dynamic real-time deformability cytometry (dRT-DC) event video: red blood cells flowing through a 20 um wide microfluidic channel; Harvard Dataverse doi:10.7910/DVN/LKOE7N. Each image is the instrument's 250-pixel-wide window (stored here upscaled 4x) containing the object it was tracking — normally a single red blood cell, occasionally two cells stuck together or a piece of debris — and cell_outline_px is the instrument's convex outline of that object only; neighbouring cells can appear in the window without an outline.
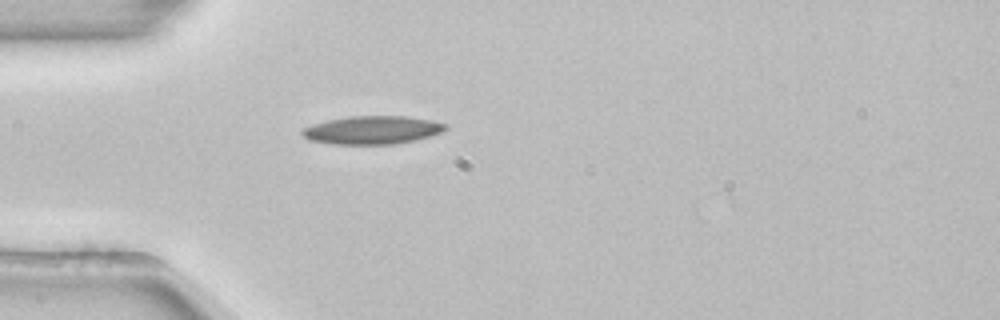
{"species": "common noctule bat (a hibernating species)", "species_latin": "Nyctalus noctula", "temperature_condition": "room temperature", "stored_images_in_passage": 41, "camera_frame_rate_fps": 3000, "um_per_image_px": 0.085, "animal": {"sex": "female", "body_mass_g": 22.7, "forearm_length_mm": 54.2}, "frame": {"image": 1, "passage_image": 3, "time_ms": 0.667, "image_size_px": [1000, 320], "cell_outline_px": [[448, 128], [440, 132], [428, 136], [412, 140], [392, 144], [336, 144], [308, 140], [300, 132], [304, 128], [312, 124], [328, 120], [348, 116], [408, 116], [432, 120], [448, 124]], "centroid_in_image_um": [31.64, 11.04], "position_along_channel_um": 53.4, "area_um2": 23.41}}
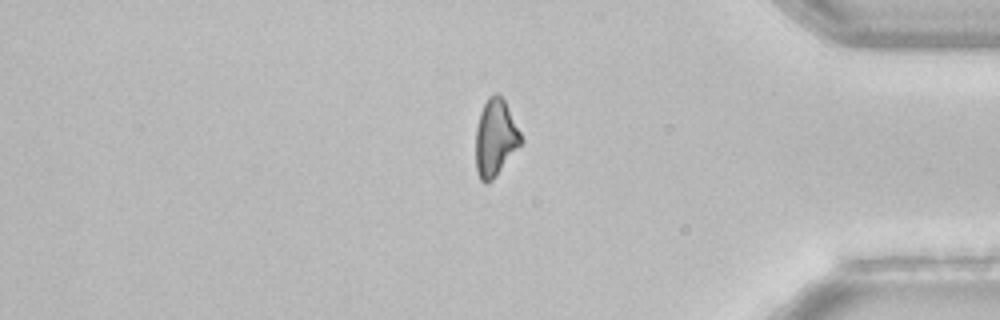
{"frame": {"image": 2, "passage_image": 32, "time_ms": 10.333, "image_size_px": [1000, 320], "cell_outline_px": [[524, 140], [496, 176], [488, 184], [484, 184], [480, 180], [476, 172], [476, 128], [480, 112], [488, 96], [492, 92], [496, 92], [504, 100]], "centroid_in_image_um": [42.09, 11.73], "position_along_channel_um": 393.1, "area_um2": 20.29}}
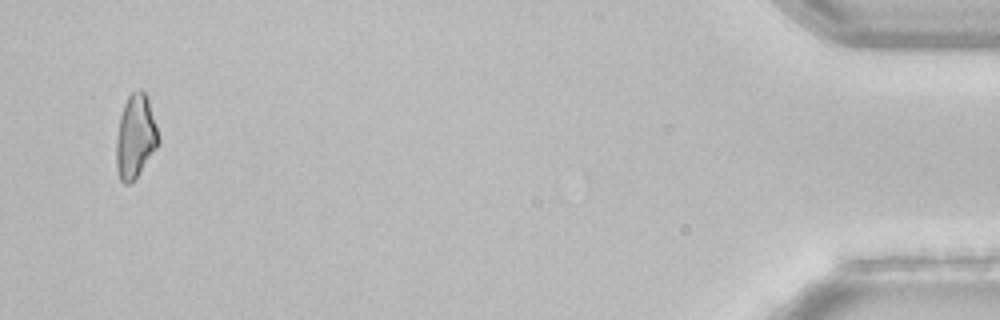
{"frame": {"image": 3, "passage_image": 39, "time_ms": 12.667, "image_size_px": [1000, 320], "cell_outline_px": [[160, 144], [140, 172], [128, 184], [124, 184], [120, 180], [116, 168], [116, 136], [120, 116], [124, 104], [128, 96], [132, 92], [140, 88], [148, 96], [160, 140]], "centroid_in_image_um": [11.51, 11.59], "position_along_channel_um": 423.7, "area_um2": 20.69}}